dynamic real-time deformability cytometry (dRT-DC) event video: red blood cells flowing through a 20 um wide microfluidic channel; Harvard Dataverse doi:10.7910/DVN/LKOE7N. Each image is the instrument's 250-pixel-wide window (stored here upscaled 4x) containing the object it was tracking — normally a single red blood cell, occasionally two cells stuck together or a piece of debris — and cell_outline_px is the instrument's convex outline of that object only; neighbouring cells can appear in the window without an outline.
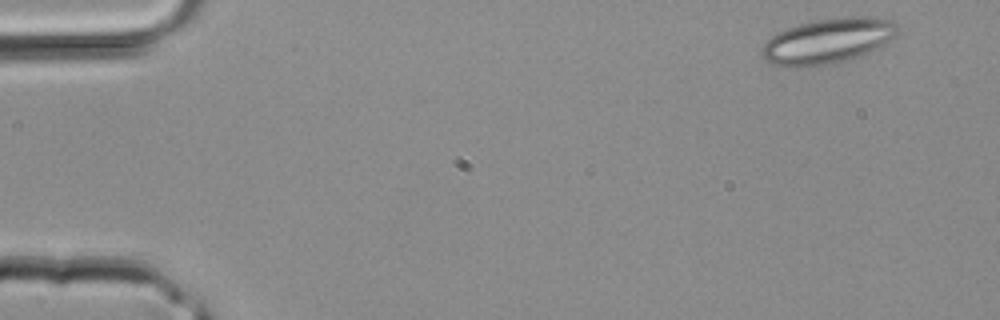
{"species": "common noctule bat (a hibernating species)", "species_latin": "Nyctalus noctula", "temperature_condition": "room temperature", "stored_images_in_passage": 3, "segment_of_instrument_passage": [1, 2], "camera_frame_rate_fps": 3000, "um_per_image_px": 0.085, "animal": {"sex": "male", "body_mass_g": 20.4}, "frame": {"image": 1, "passage_image": 1, "time_ms": 0.0, "image_size_px": [1000, 320], "cell_outline_px": [[900, 32], [896, 36], [876, 48], [836, 64], [788, 68], [772, 64], [764, 60], [760, 52], [760, 48], [776, 32], [812, 20], [848, 16], [876, 16], [892, 20], [900, 28]], "centroid_in_image_um": [70.35, 3.47], "position_along_channel_um": 14.6, "area_um2": 36.18}}